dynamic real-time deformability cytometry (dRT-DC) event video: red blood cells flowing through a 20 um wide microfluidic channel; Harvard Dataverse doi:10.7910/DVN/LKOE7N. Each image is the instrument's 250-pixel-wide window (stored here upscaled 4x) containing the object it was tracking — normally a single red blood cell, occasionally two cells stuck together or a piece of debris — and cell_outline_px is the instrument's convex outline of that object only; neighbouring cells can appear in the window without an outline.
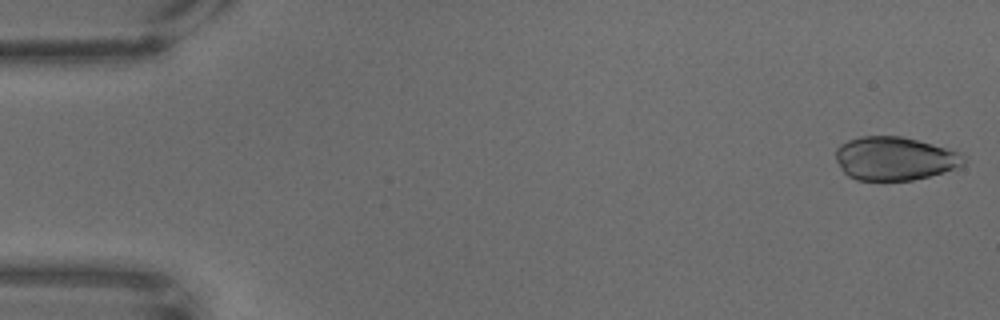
{"species": "common noctule bat (a hibernating species)", "species_latin": "Nyctalus noctula", "temperature_condition": "warm", "stored_images_in_passage": 20, "camera_frame_rate_fps": 3000, "um_per_image_px": 0.085, "animal": {"sex": "male", "body_mass_g": 18.8}, "frame": {"image": 1, "passage_image": 2, "time_ms": 0.333, "image_size_px": [1000, 320], "cell_outline_px": [[964, 164], [944, 172], [912, 180], [856, 180], [848, 176], [840, 168], [836, 160], [836, 148], [840, 144], [848, 140], [860, 136], [900, 136], [932, 144], [960, 152], [964, 156]], "centroid_in_image_um": [76.01, 13.47], "position_along_channel_um": 9.0, "area_um2": 32.31}}
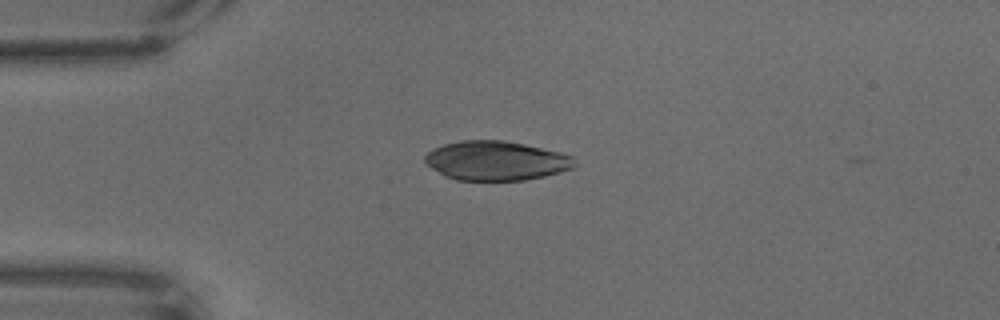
{"frame": {"image": 2, "passage_image": 17, "time_ms": 5.333, "image_size_px": [1000, 320], "cell_outline_px": [[576, 164], [572, 168], [560, 172], [544, 176], [524, 180], [456, 180], [444, 176], [424, 164], [424, 156], [432, 148], [444, 144], [460, 140], [504, 140], [524, 144], [560, 152], [572, 156]], "centroid_in_image_um": [42.12, 13.66], "position_along_channel_um": 42.9, "area_um2": 34.45}}